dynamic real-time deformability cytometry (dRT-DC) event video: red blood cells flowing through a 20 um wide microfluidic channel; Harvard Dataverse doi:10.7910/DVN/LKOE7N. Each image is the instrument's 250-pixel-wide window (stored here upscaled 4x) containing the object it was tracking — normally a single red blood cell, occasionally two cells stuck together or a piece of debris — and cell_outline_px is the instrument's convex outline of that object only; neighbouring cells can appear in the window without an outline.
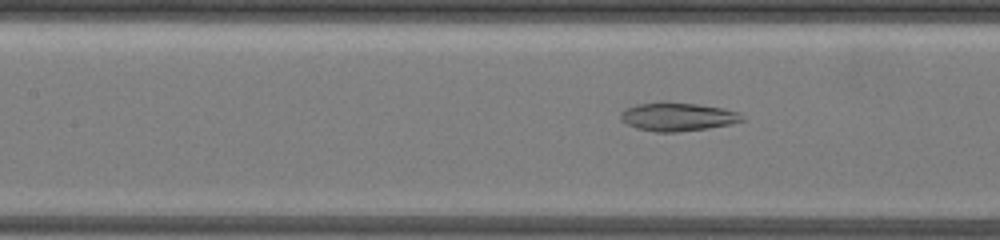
{"species": "common noctule bat (a hibernating species)", "species_latin": "Nyctalus noctula", "temperature_condition": "warm", "stored_images_in_passage": 16, "camera_frame_rate_fps": 3000, "um_per_image_px": 0.085, "animal": {"sex": "female", "body_mass_g": 19.5, "forearm_length_mm": 54.1}, "frame": {"image": 1, "passage_image": 12, "time_ms": 4.333, "image_size_px": [1000, 240], "cell_outline_px": [[744, 120], [732, 124], [708, 128], [680, 132], [656, 132], [636, 128], [620, 120], [620, 116], [628, 108], [636, 104], [664, 100], [668, 100], [724, 108], [740, 112], [744, 116]], "centroid_in_image_um": [57.63, 9.91], "position_along_channel_um": 149.8, "area_um2": 20.52}}